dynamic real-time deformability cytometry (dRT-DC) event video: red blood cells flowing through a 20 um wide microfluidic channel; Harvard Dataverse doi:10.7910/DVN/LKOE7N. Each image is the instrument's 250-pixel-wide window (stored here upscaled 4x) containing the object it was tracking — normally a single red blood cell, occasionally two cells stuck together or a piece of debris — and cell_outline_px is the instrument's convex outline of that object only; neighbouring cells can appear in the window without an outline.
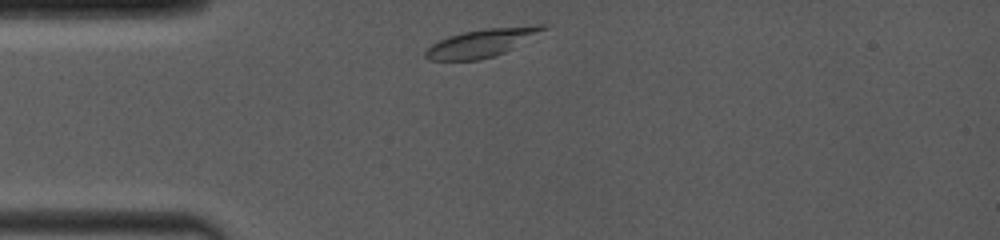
{"species": "common noctule bat (a hibernating species)", "species_latin": "Nyctalus noctula", "temperature_condition": "room temperature", "stored_images_in_passage": 2, "camera_frame_rate_fps": 4000, "um_per_image_px": 0.085, "animal": {"sex": "female", "body_mass_g": 19.0, "forearm_length_mm": 53.3}, "frame": {"image": 1, "passage_image": 1, "time_ms": 0.0, "image_size_px": [1000, 240], "cell_outline_px": [[548, 28], [512, 48], [504, 52], [480, 60], [428, 60], [424, 56], [424, 52], [432, 44], [448, 36], [464, 32], [488, 28], [532, 24], [548, 24]], "centroid_in_image_um": [40.95, 3.63], "position_along_channel_um": 44.0, "area_um2": 19.13}}